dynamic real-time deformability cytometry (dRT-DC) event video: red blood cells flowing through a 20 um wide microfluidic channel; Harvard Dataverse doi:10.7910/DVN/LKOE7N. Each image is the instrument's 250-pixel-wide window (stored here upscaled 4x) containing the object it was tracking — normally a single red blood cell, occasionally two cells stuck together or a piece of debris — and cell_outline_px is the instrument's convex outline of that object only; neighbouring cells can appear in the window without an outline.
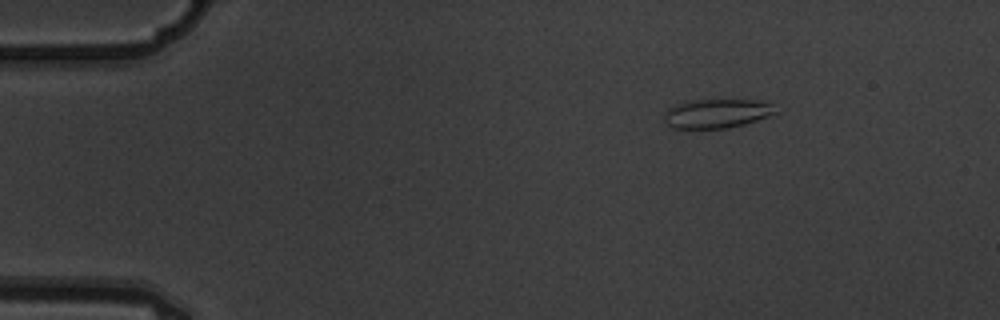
{"species": "common noctule bat (a hibernating species)", "species_latin": "Nyctalus noctula", "temperature_condition": "warm", "stored_images_in_passage": 9, "camera_frame_rate_fps": 3000, "um_per_image_px": 0.085, "animal": {"sex": "male", "body_mass_g": 19.5, "forearm_length_mm": 54.6}, "frame": {"image": 1, "passage_image": 2, "time_ms": 0.333, "image_size_px": [1000, 320], "cell_outline_px": [[776, 112], [768, 116], [744, 124], [728, 128], [672, 128], [664, 120], [664, 112], [668, 108], [676, 104], [688, 100], [756, 100], [772, 104]], "centroid_in_image_um": [60.88, 9.64], "position_along_channel_um": 24.1, "area_um2": 18.73}}
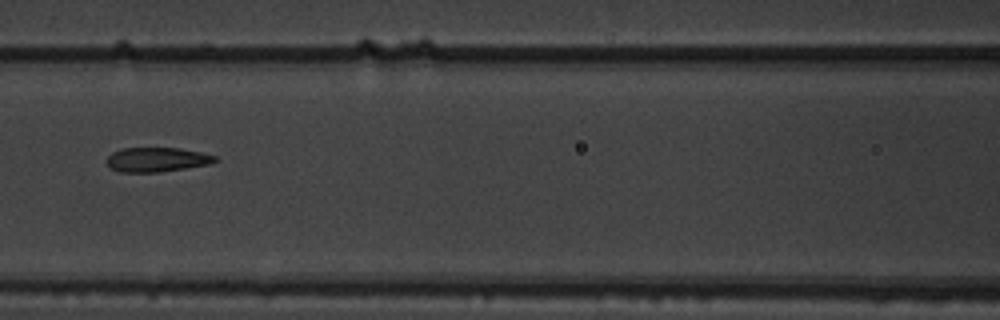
{"frame": {"image": 2, "passage_image": 7, "time_ms": 2.0, "image_size_px": [1000, 320], "cell_outline_px": [[220, 160], [212, 164], [160, 172], [120, 172], [108, 168], [104, 160], [112, 152], [120, 148], [180, 148], [200, 152], [216, 156]], "centroid_in_image_um": [13.31, 13.57], "position_along_channel_um": 153.3, "area_um2": 15.78}}
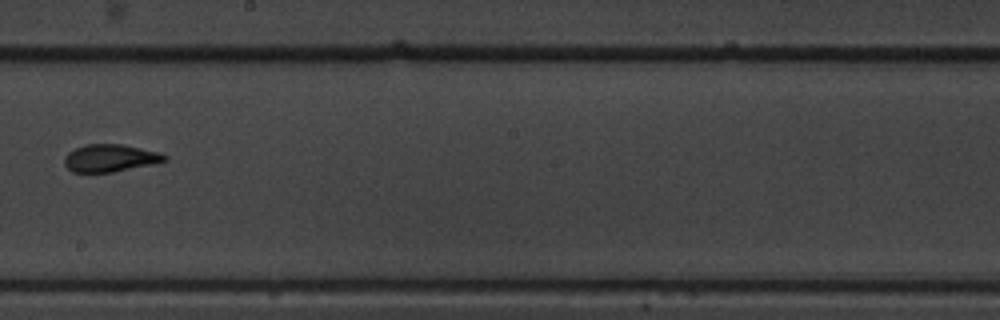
{"frame": {"image": 3, "passage_image": 9, "time_ms": 2.667, "image_size_px": [1000, 320], "cell_outline_px": [[168, 160], [152, 164], [112, 172], [72, 172], [64, 164], [64, 156], [68, 152], [84, 144], [120, 144], [160, 152], [168, 156]], "centroid_in_image_um": [9.35, 13.43], "position_along_channel_um": 238.8, "area_um2": 16.01}}